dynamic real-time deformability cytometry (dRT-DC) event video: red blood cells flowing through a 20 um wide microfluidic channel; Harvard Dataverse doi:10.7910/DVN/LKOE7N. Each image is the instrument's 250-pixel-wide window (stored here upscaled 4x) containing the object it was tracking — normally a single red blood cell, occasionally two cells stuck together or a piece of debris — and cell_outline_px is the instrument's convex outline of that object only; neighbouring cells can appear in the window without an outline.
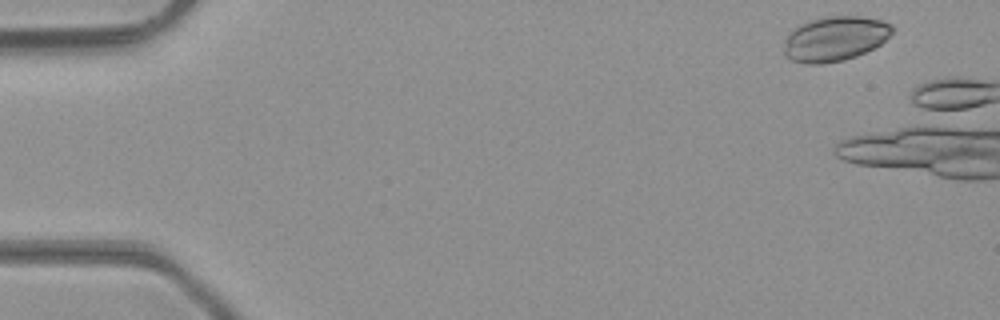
{"species": "common noctule bat (a hibernating species)", "species_latin": "Nyctalus noctula", "temperature_condition": "room temperature", "stored_images_in_passage": 7, "camera_frame_rate_fps": 3000, "um_per_image_px": 0.085, "animal": {"sex": "male", "body_mass_g": 23.1, "forearm_length_mm": 52.7}, "frame": {"image": 1, "passage_image": 2, "time_ms": 0.333, "image_size_px": [1000, 320], "cell_outline_px": [[896, 28], [880, 44], [856, 56], [844, 60], [820, 64], [804, 64], [792, 60], [784, 56], [784, 40], [788, 32], [800, 24], [812, 20], [828, 16], [860, 16], [880, 20], [892, 24]], "centroid_in_image_um": [70.94, 3.29], "position_along_channel_um": 14.1, "area_um2": 28.32}}